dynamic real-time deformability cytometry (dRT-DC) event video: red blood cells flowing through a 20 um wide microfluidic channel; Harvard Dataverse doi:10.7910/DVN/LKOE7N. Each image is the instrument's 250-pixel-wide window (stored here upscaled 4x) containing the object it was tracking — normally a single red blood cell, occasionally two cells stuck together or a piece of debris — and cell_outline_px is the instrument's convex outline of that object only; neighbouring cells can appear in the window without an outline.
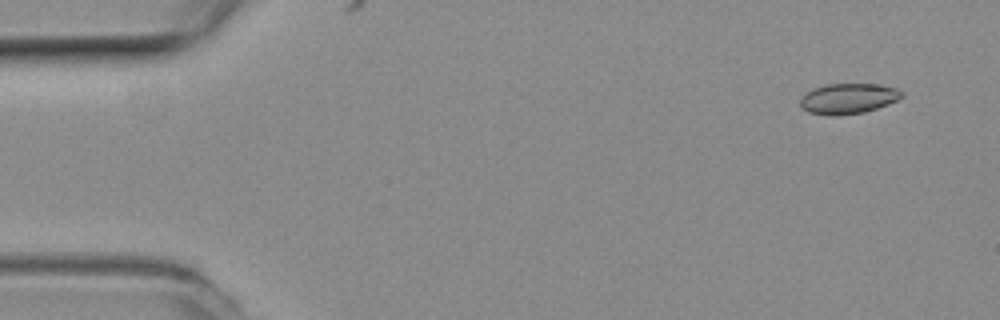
{"species": "common noctule bat (a hibernating species)", "species_latin": "Nyctalus noctula", "temperature_condition": "room temperature", "stored_images_in_passage": 9, "camera_frame_rate_fps": 3000, "um_per_image_px": 0.085, "animal": {"sex": "female", "body_mass_g": 19.3, "forearm_length_mm": 54.1}, "frame": {"image": 1, "passage_image": 2, "time_ms": 0.333, "image_size_px": [1000, 320], "cell_outline_px": [[904, 96], [888, 104], [864, 112], [836, 116], [828, 116], [808, 112], [800, 108], [800, 100], [812, 88], [824, 84], [880, 84], [896, 88], [904, 92]], "centroid_in_image_um": [72.09, 8.38], "position_along_channel_um": 12.9, "area_um2": 18.15}}